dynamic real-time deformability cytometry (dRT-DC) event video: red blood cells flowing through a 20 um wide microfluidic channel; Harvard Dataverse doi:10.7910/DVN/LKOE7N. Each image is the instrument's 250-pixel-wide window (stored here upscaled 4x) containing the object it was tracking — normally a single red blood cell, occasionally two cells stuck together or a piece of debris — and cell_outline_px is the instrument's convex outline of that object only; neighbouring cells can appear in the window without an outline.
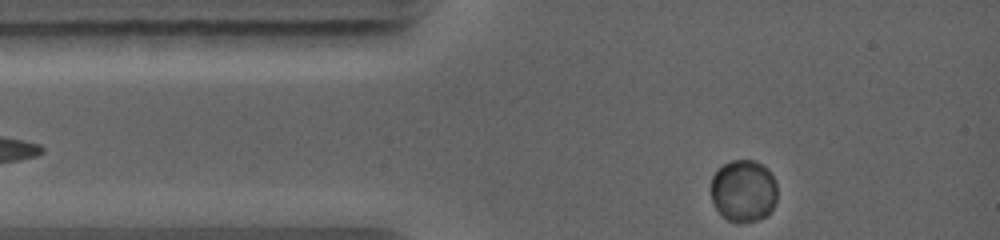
{"species": "common noctule bat (a hibernating species)", "species_latin": "Nyctalus noctula", "temperature_condition": "warm", "stored_images_in_passage": 2, "camera_frame_rate_fps": 5000, "um_per_image_px": 0.085, "animal": {"sex": "female", "body_mass_g": 19.0, "forearm_length_mm": 56.7}, "frame": {"image": 1, "passage_image": 2, "time_ms": 0.8, "image_size_px": [1000, 240], "cell_outline_px": [[776, 200], [772, 208], [764, 216], [756, 220], [728, 220], [716, 208], [712, 200], [712, 176], [724, 164], [732, 160], [756, 160], [768, 168], [776, 184]], "centroid_in_image_um": [63.21, 16.17], "position_along_channel_um": 21.8, "area_um2": 23.47}}